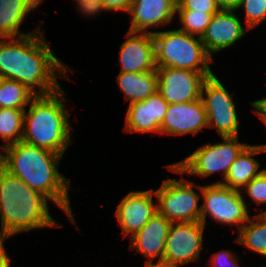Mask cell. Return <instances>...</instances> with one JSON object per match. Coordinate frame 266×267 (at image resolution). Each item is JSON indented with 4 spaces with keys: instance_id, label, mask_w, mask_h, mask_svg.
Listing matches in <instances>:
<instances>
[{
    "instance_id": "22",
    "label": "cell",
    "mask_w": 266,
    "mask_h": 267,
    "mask_svg": "<svg viewBox=\"0 0 266 267\" xmlns=\"http://www.w3.org/2000/svg\"><path fill=\"white\" fill-rule=\"evenodd\" d=\"M235 243L243 245L250 252L266 257V218L260 213L250 216L238 231Z\"/></svg>"
},
{
    "instance_id": "29",
    "label": "cell",
    "mask_w": 266,
    "mask_h": 267,
    "mask_svg": "<svg viewBox=\"0 0 266 267\" xmlns=\"http://www.w3.org/2000/svg\"><path fill=\"white\" fill-rule=\"evenodd\" d=\"M235 253L230 251V249H222L212 253L210 259L207 261V267H239L238 255Z\"/></svg>"
},
{
    "instance_id": "28",
    "label": "cell",
    "mask_w": 266,
    "mask_h": 267,
    "mask_svg": "<svg viewBox=\"0 0 266 267\" xmlns=\"http://www.w3.org/2000/svg\"><path fill=\"white\" fill-rule=\"evenodd\" d=\"M177 10L217 13L220 9L215 0H177Z\"/></svg>"
},
{
    "instance_id": "9",
    "label": "cell",
    "mask_w": 266,
    "mask_h": 267,
    "mask_svg": "<svg viewBox=\"0 0 266 267\" xmlns=\"http://www.w3.org/2000/svg\"><path fill=\"white\" fill-rule=\"evenodd\" d=\"M208 128H214L220 137L239 136V118L233 96L216 75L205 79L201 89Z\"/></svg>"
},
{
    "instance_id": "2",
    "label": "cell",
    "mask_w": 266,
    "mask_h": 267,
    "mask_svg": "<svg viewBox=\"0 0 266 267\" xmlns=\"http://www.w3.org/2000/svg\"><path fill=\"white\" fill-rule=\"evenodd\" d=\"M2 152L0 157L6 170L53 202L66 214L72 226L79 227L68 196L71 181L58 169L63 155L23 141L3 148Z\"/></svg>"
},
{
    "instance_id": "14",
    "label": "cell",
    "mask_w": 266,
    "mask_h": 267,
    "mask_svg": "<svg viewBox=\"0 0 266 267\" xmlns=\"http://www.w3.org/2000/svg\"><path fill=\"white\" fill-rule=\"evenodd\" d=\"M204 128H208L207 115L203 101L199 98L186 103L169 104L160 126V136H195Z\"/></svg>"
},
{
    "instance_id": "25",
    "label": "cell",
    "mask_w": 266,
    "mask_h": 267,
    "mask_svg": "<svg viewBox=\"0 0 266 267\" xmlns=\"http://www.w3.org/2000/svg\"><path fill=\"white\" fill-rule=\"evenodd\" d=\"M216 13L195 12L193 10H177L179 23L182 27L180 31L190 35L202 37L205 33L212 16Z\"/></svg>"
},
{
    "instance_id": "21",
    "label": "cell",
    "mask_w": 266,
    "mask_h": 267,
    "mask_svg": "<svg viewBox=\"0 0 266 267\" xmlns=\"http://www.w3.org/2000/svg\"><path fill=\"white\" fill-rule=\"evenodd\" d=\"M117 84L129 104L140 102L154 95L158 90L157 71L124 73L119 71Z\"/></svg>"
},
{
    "instance_id": "10",
    "label": "cell",
    "mask_w": 266,
    "mask_h": 267,
    "mask_svg": "<svg viewBox=\"0 0 266 267\" xmlns=\"http://www.w3.org/2000/svg\"><path fill=\"white\" fill-rule=\"evenodd\" d=\"M206 227L201 222L172 223L165 242L163 264L185 266L200 261Z\"/></svg>"
},
{
    "instance_id": "38",
    "label": "cell",
    "mask_w": 266,
    "mask_h": 267,
    "mask_svg": "<svg viewBox=\"0 0 266 267\" xmlns=\"http://www.w3.org/2000/svg\"><path fill=\"white\" fill-rule=\"evenodd\" d=\"M262 120V122L265 124V126H266V119H261Z\"/></svg>"
},
{
    "instance_id": "18",
    "label": "cell",
    "mask_w": 266,
    "mask_h": 267,
    "mask_svg": "<svg viewBox=\"0 0 266 267\" xmlns=\"http://www.w3.org/2000/svg\"><path fill=\"white\" fill-rule=\"evenodd\" d=\"M172 222L158 212L130 238L129 249L145 257V267L161 264L164 258L165 242ZM158 260L156 263L153 261Z\"/></svg>"
},
{
    "instance_id": "7",
    "label": "cell",
    "mask_w": 266,
    "mask_h": 267,
    "mask_svg": "<svg viewBox=\"0 0 266 267\" xmlns=\"http://www.w3.org/2000/svg\"><path fill=\"white\" fill-rule=\"evenodd\" d=\"M201 193V223L206 227L207 217L222 225L236 227L237 232L250 218L251 202L243 198L241 191L222 183L198 184ZM248 207V208H247Z\"/></svg>"
},
{
    "instance_id": "19",
    "label": "cell",
    "mask_w": 266,
    "mask_h": 267,
    "mask_svg": "<svg viewBox=\"0 0 266 267\" xmlns=\"http://www.w3.org/2000/svg\"><path fill=\"white\" fill-rule=\"evenodd\" d=\"M44 0H0V38H14L26 36L43 28V22H39L31 32H21L20 26L27 20V16ZM31 12V13H30Z\"/></svg>"
},
{
    "instance_id": "13",
    "label": "cell",
    "mask_w": 266,
    "mask_h": 267,
    "mask_svg": "<svg viewBox=\"0 0 266 267\" xmlns=\"http://www.w3.org/2000/svg\"><path fill=\"white\" fill-rule=\"evenodd\" d=\"M235 10H219L214 14L201 37L205 50L212 57L216 53L230 49L245 37L250 29L243 27Z\"/></svg>"
},
{
    "instance_id": "37",
    "label": "cell",
    "mask_w": 266,
    "mask_h": 267,
    "mask_svg": "<svg viewBox=\"0 0 266 267\" xmlns=\"http://www.w3.org/2000/svg\"><path fill=\"white\" fill-rule=\"evenodd\" d=\"M80 1H85V0H75V2H80ZM95 1H100V0H95Z\"/></svg>"
},
{
    "instance_id": "20",
    "label": "cell",
    "mask_w": 266,
    "mask_h": 267,
    "mask_svg": "<svg viewBox=\"0 0 266 267\" xmlns=\"http://www.w3.org/2000/svg\"><path fill=\"white\" fill-rule=\"evenodd\" d=\"M266 152V144H248L232 163L221 182L226 187L241 191L253 178L258 176L265 168L260 169V162L253 157Z\"/></svg>"
},
{
    "instance_id": "12",
    "label": "cell",
    "mask_w": 266,
    "mask_h": 267,
    "mask_svg": "<svg viewBox=\"0 0 266 267\" xmlns=\"http://www.w3.org/2000/svg\"><path fill=\"white\" fill-rule=\"evenodd\" d=\"M154 189L130 191L124 196L115 210L123 238H132L157 213ZM129 235V236H128Z\"/></svg>"
},
{
    "instance_id": "33",
    "label": "cell",
    "mask_w": 266,
    "mask_h": 267,
    "mask_svg": "<svg viewBox=\"0 0 266 267\" xmlns=\"http://www.w3.org/2000/svg\"><path fill=\"white\" fill-rule=\"evenodd\" d=\"M242 0H215L220 10H235L237 11Z\"/></svg>"
},
{
    "instance_id": "6",
    "label": "cell",
    "mask_w": 266,
    "mask_h": 267,
    "mask_svg": "<svg viewBox=\"0 0 266 267\" xmlns=\"http://www.w3.org/2000/svg\"><path fill=\"white\" fill-rule=\"evenodd\" d=\"M221 139L222 142H207L198 146V149L181 161L167 164V169L182 176L196 175L203 179L221 172L222 181L213 183L224 182L230 166L248 144L240 142L239 136H223Z\"/></svg>"
},
{
    "instance_id": "35",
    "label": "cell",
    "mask_w": 266,
    "mask_h": 267,
    "mask_svg": "<svg viewBox=\"0 0 266 267\" xmlns=\"http://www.w3.org/2000/svg\"><path fill=\"white\" fill-rule=\"evenodd\" d=\"M146 267H184V266H176V265H166V264H154L152 266H146Z\"/></svg>"
},
{
    "instance_id": "36",
    "label": "cell",
    "mask_w": 266,
    "mask_h": 267,
    "mask_svg": "<svg viewBox=\"0 0 266 267\" xmlns=\"http://www.w3.org/2000/svg\"><path fill=\"white\" fill-rule=\"evenodd\" d=\"M263 217H265L266 218V209L264 210V211H261L260 210V212H259Z\"/></svg>"
},
{
    "instance_id": "39",
    "label": "cell",
    "mask_w": 266,
    "mask_h": 267,
    "mask_svg": "<svg viewBox=\"0 0 266 267\" xmlns=\"http://www.w3.org/2000/svg\"><path fill=\"white\" fill-rule=\"evenodd\" d=\"M3 165H2V160H1V157H0V168L2 167Z\"/></svg>"
},
{
    "instance_id": "4",
    "label": "cell",
    "mask_w": 266,
    "mask_h": 267,
    "mask_svg": "<svg viewBox=\"0 0 266 267\" xmlns=\"http://www.w3.org/2000/svg\"><path fill=\"white\" fill-rule=\"evenodd\" d=\"M63 88L46 97H34L25 109L22 141L63 155L72 142L73 125Z\"/></svg>"
},
{
    "instance_id": "23",
    "label": "cell",
    "mask_w": 266,
    "mask_h": 267,
    "mask_svg": "<svg viewBox=\"0 0 266 267\" xmlns=\"http://www.w3.org/2000/svg\"><path fill=\"white\" fill-rule=\"evenodd\" d=\"M25 109L0 108V150L22 141Z\"/></svg>"
},
{
    "instance_id": "32",
    "label": "cell",
    "mask_w": 266,
    "mask_h": 267,
    "mask_svg": "<svg viewBox=\"0 0 266 267\" xmlns=\"http://www.w3.org/2000/svg\"><path fill=\"white\" fill-rule=\"evenodd\" d=\"M250 104L252 105V111L255 113V116L259 117L260 119H266V97L263 99L251 101Z\"/></svg>"
},
{
    "instance_id": "11",
    "label": "cell",
    "mask_w": 266,
    "mask_h": 267,
    "mask_svg": "<svg viewBox=\"0 0 266 267\" xmlns=\"http://www.w3.org/2000/svg\"><path fill=\"white\" fill-rule=\"evenodd\" d=\"M158 92L169 103H186L201 98L205 79L213 72H196L172 67H157Z\"/></svg>"
},
{
    "instance_id": "27",
    "label": "cell",
    "mask_w": 266,
    "mask_h": 267,
    "mask_svg": "<svg viewBox=\"0 0 266 267\" xmlns=\"http://www.w3.org/2000/svg\"><path fill=\"white\" fill-rule=\"evenodd\" d=\"M243 198L250 197L253 204H266V168L258 176L253 178L242 190ZM243 193H245L243 195Z\"/></svg>"
},
{
    "instance_id": "8",
    "label": "cell",
    "mask_w": 266,
    "mask_h": 267,
    "mask_svg": "<svg viewBox=\"0 0 266 267\" xmlns=\"http://www.w3.org/2000/svg\"><path fill=\"white\" fill-rule=\"evenodd\" d=\"M197 183L181 177L168 178L154 190L157 212L172 223L201 222V195L194 190Z\"/></svg>"
},
{
    "instance_id": "16",
    "label": "cell",
    "mask_w": 266,
    "mask_h": 267,
    "mask_svg": "<svg viewBox=\"0 0 266 267\" xmlns=\"http://www.w3.org/2000/svg\"><path fill=\"white\" fill-rule=\"evenodd\" d=\"M119 48L121 72L140 73L156 70L155 44L152 33L127 31Z\"/></svg>"
},
{
    "instance_id": "34",
    "label": "cell",
    "mask_w": 266,
    "mask_h": 267,
    "mask_svg": "<svg viewBox=\"0 0 266 267\" xmlns=\"http://www.w3.org/2000/svg\"><path fill=\"white\" fill-rule=\"evenodd\" d=\"M5 240H7V238H0V267H11V259L4 247Z\"/></svg>"
},
{
    "instance_id": "1",
    "label": "cell",
    "mask_w": 266,
    "mask_h": 267,
    "mask_svg": "<svg viewBox=\"0 0 266 267\" xmlns=\"http://www.w3.org/2000/svg\"><path fill=\"white\" fill-rule=\"evenodd\" d=\"M45 29L26 36L0 38V76L16 80L34 97H46L62 87L58 78L71 80L74 69L48 45ZM38 88V89H37Z\"/></svg>"
},
{
    "instance_id": "17",
    "label": "cell",
    "mask_w": 266,
    "mask_h": 267,
    "mask_svg": "<svg viewBox=\"0 0 266 267\" xmlns=\"http://www.w3.org/2000/svg\"><path fill=\"white\" fill-rule=\"evenodd\" d=\"M169 103L157 91L143 101L128 105L125 116L126 133H159Z\"/></svg>"
},
{
    "instance_id": "5",
    "label": "cell",
    "mask_w": 266,
    "mask_h": 267,
    "mask_svg": "<svg viewBox=\"0 0 266 267\" xmlns=\"http://www.w3.org/2000/svg\"><path fill=\"white\" fill-rule=\"evenodd\" d=\"M152 35L156 67L212 72L210 63L214 62V58L205 50L201 37L175 28L154 31Z\"/></svg>"
},
{
    "instance_id": "24",
    "label": "cell",
    "mask_w": 266,
    "mask_h": 267,
    "mask_svg": "<svg viewBox=\"0 0 266 267\" xmlns=\"http://www.w3.org/2000/svg\"><path fill=\"white\" fill-rule=\"evenodd\" d=\"M34 96L16 80L1 78L0 108L26 109Z\"/></svg>"
},
{
    "instance_id": "26",
    "label": "cell",
    "mask_w": 266,
    "mask_h": 267,
    "mask_svg": "<svg viewBox=\"0 0 266 267\" xmlns=\"http://www.w3.org/2000/svg\"><path fill=\"white\" fill-rule=\"evenodd\" d=\"M242 9L244 14L245 27L252 30L266 20V0H242L237 11Z\"/></svg>"
},
{
    "instance_id": "15",
    "label": "cell",
    "mask_w": 266,
    "mask_h": 267,
    "mask_svg": "<svg viewBox=\"0 0 266 267\" xmlns=\"http://www.w3.org/2000/svg\"><path fill=\"white\" fill-rule=\"evenodd\" d=\"M176 12L177 0H132L128 31L153 34L149 28L154 30L173 23Z\"/></svg>"
},
{
    "instance_id": "30",
    "label": "cell",
    "mask_w": 266,
    "mask_h": 267,
    "mask_svg": "<svg viewBox=\"0 0 266 267\" xmlns=\"http://www.w3.org/2000/svg\"><path fill=\"white\" fill-rule=\"evenodd\" d=\"M75 4L77 6V12H81L80 15L82 14V16H89V18L98 16L99 13L101 14V12L106 11L101 1L85 0Z\"/></svg>"
},
{
    "instance_id": "3",
    "label": "cell",
    "mask_w": 266,
    "mask_h": 267,
    "mask_svg": "<svg viewBox=\"0 0 266 267\" xmlns=\"http://www.w3.org/2000/svg\"><path fill=\"white\" fill-rule=\"evenodd\" d=\"M50 201L30 188L21 178L0 168V238L34 229L63 227L49 211Z\"/></svg>"
},
{
    "instance_id": "31",
    "label": "cell",
    "mask_w": 266,
    "mask_h": 267,
    "mask_svg": "<svg viewBox=\"0 0 266 267\" xmlns=\"http://www.w3.org/2000/svg\"><path fill=\"white\" fill-rule=\"evenodd\" d=\"M106 12H113V11H118V12H125L128 13L130 5L132 0H100Z\"/></svg>"
}]
</instances>
